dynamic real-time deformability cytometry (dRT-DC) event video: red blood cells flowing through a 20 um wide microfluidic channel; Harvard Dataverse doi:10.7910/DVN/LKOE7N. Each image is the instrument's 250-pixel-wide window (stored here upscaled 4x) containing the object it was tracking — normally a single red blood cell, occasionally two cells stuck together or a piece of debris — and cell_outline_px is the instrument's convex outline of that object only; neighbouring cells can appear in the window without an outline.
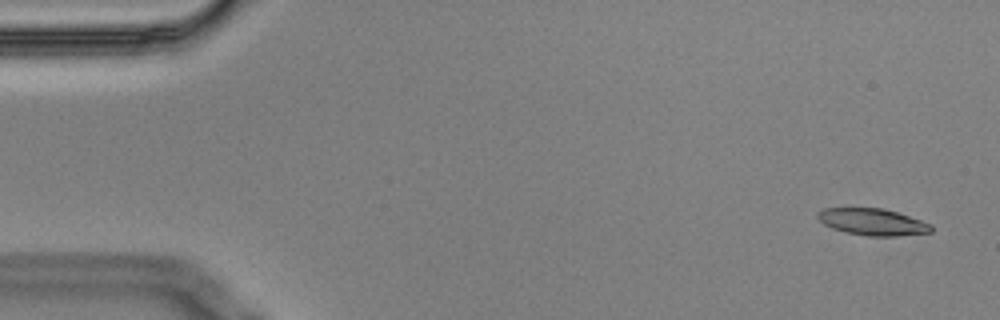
{"species": "Egyptian fruit bat (a non-hibernating species)", "species_latin": "Rousettus aegyptiacus", "temperature_condition": "cold", "stored_images_in_passage": 5, "camera_frame_rate_fps": 3000, "um_per_image_px": 0.085, "animal": {"sex": "male"}, "frame": {"image": 1, "passage_image": 1, "time_ms": 0.0, "image_size_px": [1000, 320], "cell_outline_px": [[932, 232], [896, 236], [868, 236], [848, 232], [832, 228], [824, 224], [816, 216], [816, 212], [824, 208], [884, 208], [932, 224]], "centroid_in_image_um": [74.16, 18.86], "position_along_channel_um": 10.8, "area_um2": 17.57}}
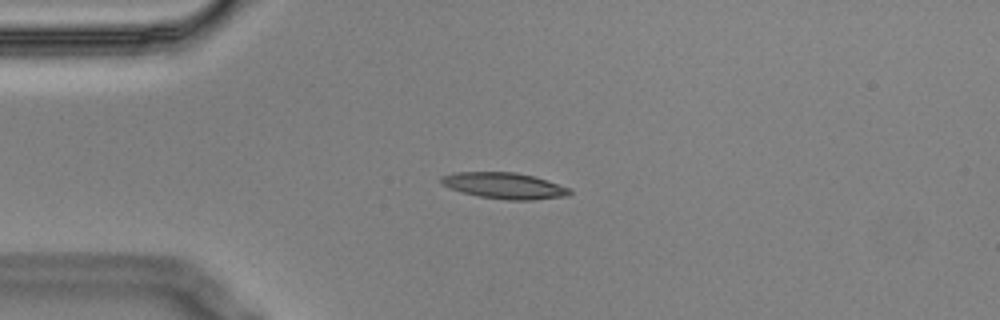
{"frame": {"image": 2, "passage_image": 4, "time_ms": 1.0, "image_size_px": [1000, 320], "cell_outline_px": [[572, 192], [568, 196], [532, 200], [504, 200], [480, 196], [464, 192], [440, 184], [440, 176], [452, 172], [516, 172], [536, 176], [568, 188]], "centroid_in_image_um": [42.86, 15.77], "position_along_channel_um": 42.1, "area_um2": 19.59}}